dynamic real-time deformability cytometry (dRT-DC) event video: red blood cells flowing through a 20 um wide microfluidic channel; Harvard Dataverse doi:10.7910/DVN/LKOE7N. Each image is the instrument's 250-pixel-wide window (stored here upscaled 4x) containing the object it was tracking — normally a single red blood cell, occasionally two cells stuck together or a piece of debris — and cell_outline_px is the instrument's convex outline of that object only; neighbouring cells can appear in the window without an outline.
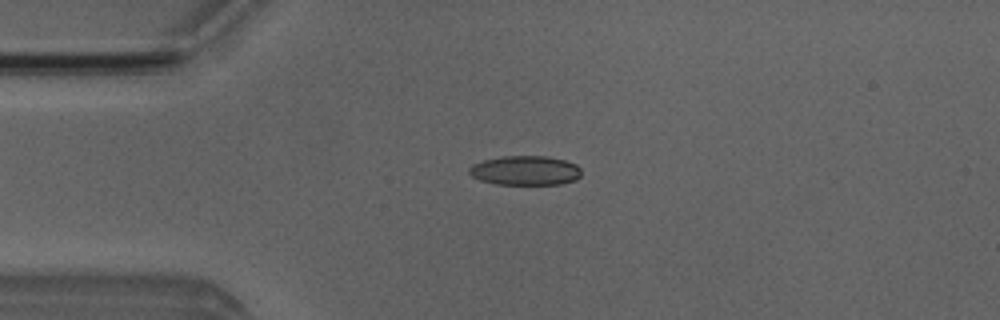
{"species": "Egyptian fruit bat (a non-hibernating species)", "species_latin": "Rousettus aegyptiacus", "temperature_condition": "room temperature", "stored_images_in_passage": 3, "camera_frame_rate_fps": 3000, "um_per_image_px": 0.085, "animal": {"sex": "male"}, "frame": {"image": 1, "passage_image": 2, "time_ms": 2.333, "image_size_px": [1000, 320], "cell_outline_px": [[580, 176], [576, 180], [560, 184], [496, 184], [480, 180], [472, 176], [468, 172], [468, 168], [472, 164], [484, 160], [500, 156], [548, 156], [564, 160], [576, 164], [580, 168]], "centroid_in_image_um": [44.63, 14.49], "position_along_channel_um": 40.4, "area_um2": 19.31}}